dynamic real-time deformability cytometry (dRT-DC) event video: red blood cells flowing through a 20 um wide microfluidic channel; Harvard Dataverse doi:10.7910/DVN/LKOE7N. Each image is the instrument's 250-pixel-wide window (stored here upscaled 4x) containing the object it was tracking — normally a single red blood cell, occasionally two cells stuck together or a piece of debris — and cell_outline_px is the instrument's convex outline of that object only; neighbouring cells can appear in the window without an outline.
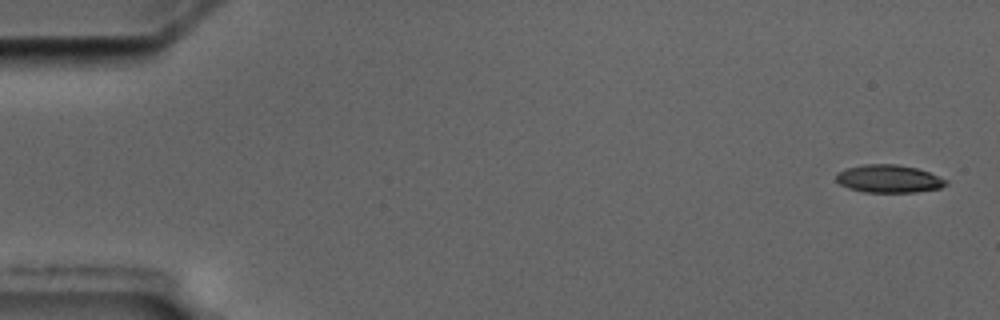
{"species": "common noctule bat (a hibernating species)", "species_latin": "Nyctalus noctula", "temperature_condition": "cold", "stored_images_in_passage": 5, "camera_frame_rate_fps": 3000, "um_per_image_px": 0.085, "animal": {"sex": "male", "body_mass_g": 17.5, "forearm_length_mm": 52.3}, "frame": {"image": 1, "passage_image": 1, "time_ms": 0.0, "image_size_px": [1000, 320], "cell_outline_px": [[948, 184], [940, 188], [916, 192], [864, 192], [848, 188], [840, 184], [836, 180], [836, 172], [844, 168], [864, 164], [896, 164], [916, 168], [928, 172], [948, 180]], "centroid_in_image_um": [75.52, 15.19], "position_along_channel_um": 9.5, "area_um2": 17.92}}
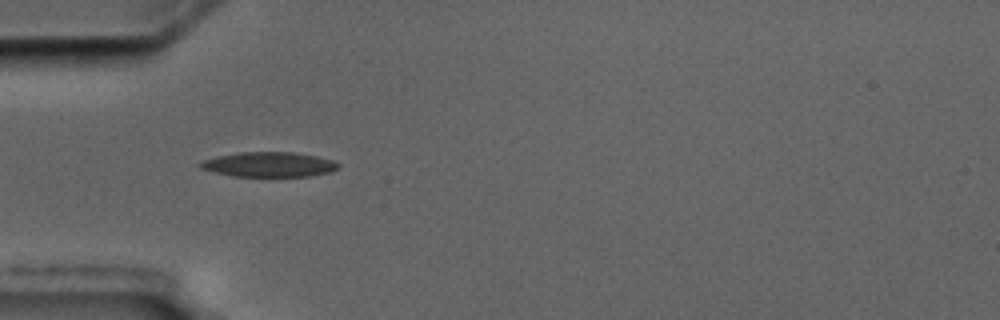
{"frame": {"image": 2, "passage_image": 5, "time_ms": 5.333, "image_size_px": [1000, 320], "cell_outline_px": [[340, 168], [332, 172], [308, 176], [268, 180], [232, 176], [200, 168], [196, 164], [204, 160], [216, 156], [240, 152], [292, 152], [316, 156], [332, 160], [340, 164]], "centroid_in_image_um": [22.88, 14.03], "position_along_channel_um": 62.1, "area_um2": 21.1}}